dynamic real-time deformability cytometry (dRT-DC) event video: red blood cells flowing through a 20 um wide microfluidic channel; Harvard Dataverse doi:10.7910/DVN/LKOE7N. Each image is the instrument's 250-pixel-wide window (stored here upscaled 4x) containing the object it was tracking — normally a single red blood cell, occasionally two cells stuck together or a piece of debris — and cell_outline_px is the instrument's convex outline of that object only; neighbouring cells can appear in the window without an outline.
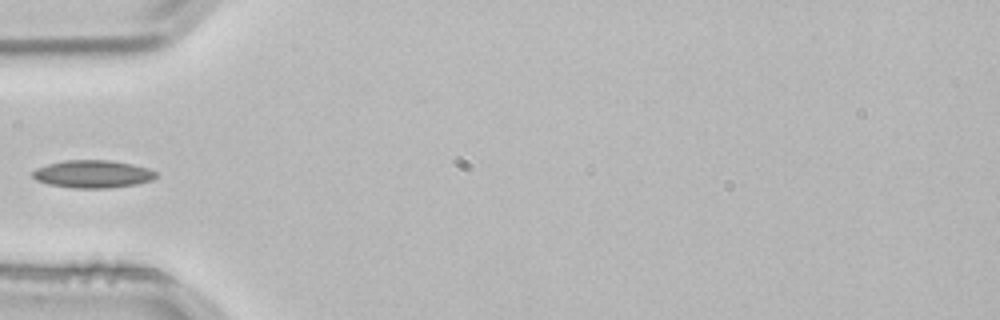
{"species": "common noctule bat (a hibernating species)", "species_latin": "Nyctalus noctula", "temperature_condition": "room temperature", "stored_images_in_passage": 3, "camera_frame_rate_fps": 3000, "um_per_image_px": 0.085, "animal": {"sex": "male", "body_mass_g": 21.5, "forearm_length_mm": 52.0}, "frame": {"image": 1, "passage_image": 3, "time_ms": 0.667, "image_size_px": [1000, 320], "cell_outline_px": [[156, 176], [152, 180], [136, 184], [108, 188], [72, 188], [48, 184], [36, 180], [32, 176], [32, 172], [36, 168], [48, 164], [64, 160], [112, 160], [132, 164], [148, 168], [156, 172]], "centroid_in_image_um": [7.87, 14.79], "position_along_channel_um": 77.1, "area_um2": 19.94}}